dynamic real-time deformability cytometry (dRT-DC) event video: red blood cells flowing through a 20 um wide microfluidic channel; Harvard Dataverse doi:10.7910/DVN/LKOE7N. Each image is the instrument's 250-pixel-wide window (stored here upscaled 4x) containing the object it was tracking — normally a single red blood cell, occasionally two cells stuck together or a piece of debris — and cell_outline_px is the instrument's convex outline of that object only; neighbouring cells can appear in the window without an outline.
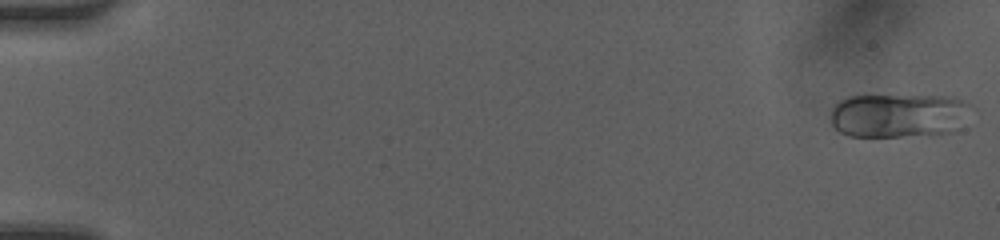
{"species": "human", "species_latin": "Homo sapiens", "temperature_condition": "room temperature", "stored_images_in_passage": 49, "camera_frame_rate_fps": 3000, "um_per_image_px": 0.085, "donor": {"sex": "female"}, "frame": {"image": 1, "passage_image": 1, "time_ms": 0.0, "image_size_px": [1000, 240], "cell_outline_px": [[976, 108], [960, 128], [952, 132], [932, 136], [848, 136], [840, 132], [832, 124], [832, 108], [840, 100], [848, 96], [952, 96], [972, 104]], "centroid_in_image_um": [76.51, 9.82], "position_along_channel_um": 8.5, "area_um2": 36.88}}
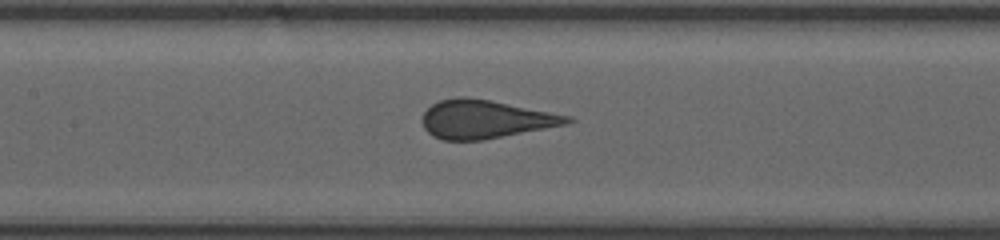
{"frame": {"image": 2, "passage_image": 24, "time_ms": 7.667, "image_size_px": [1000, 240], "cell_outline_px": [[576, 120], [568, 124], [480, 140], [444, 140], [432, 136], [424, 128], [424, 112], [432, 104], [440, 100], [456, 96], [464, 96], [492, 100], [572, 116]], "centroid_in_image_um": [41.28, 10.12], "position_along_channel_um": 166.1, "area_um2": 32.31}}
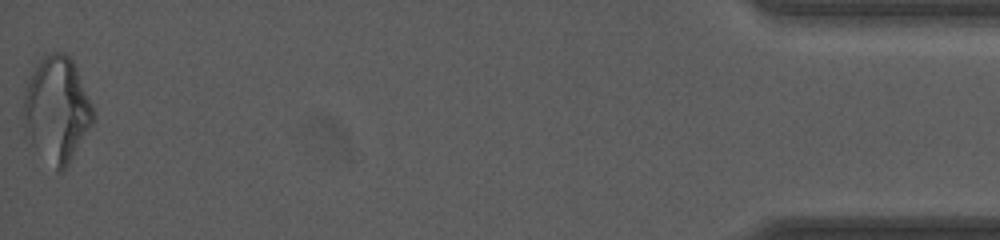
{"frame": {"image": 3, "passage_image": 49, "time_ms": 16.0, "image_size_px": [1000, 240], "cell_outline_px": [[92, 124], [64, 172], [56, 172], [24, 136], [24, 88], [32, 72], [40, 60], [44, 56], [52, 52], [64, 52], [72, 56], [92, 104]], "centroid_in_image_um": [4.81, 9.32], "position_along_channel_um": 430.4, "area_um2": 43.06}}